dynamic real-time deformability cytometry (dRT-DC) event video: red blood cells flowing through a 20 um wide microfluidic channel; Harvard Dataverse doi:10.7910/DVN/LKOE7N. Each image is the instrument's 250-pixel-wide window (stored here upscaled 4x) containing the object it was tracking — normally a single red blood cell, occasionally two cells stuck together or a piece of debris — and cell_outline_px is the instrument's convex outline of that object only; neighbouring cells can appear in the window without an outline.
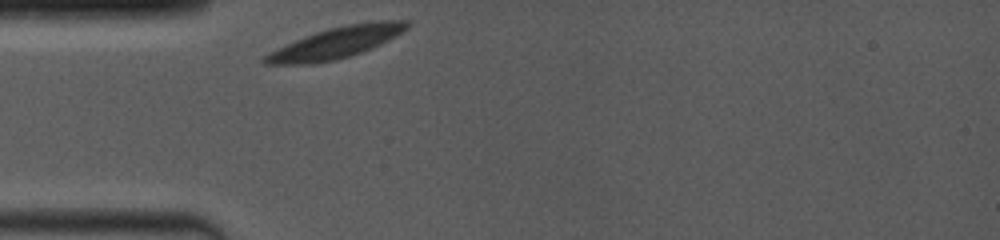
{"species": "common noctule bat (a hibernating species)", "species_latin": "Nyctalus noctula", "temperature_condition": "room temperature", "stored_images_in_passage": 28, "camera_frame_rate_fps": 4000, "um_per_image_px": 0.085, "animal": {"sex": "female", "body_mass_g": 19.0, "forearm_length_mm": 53.3}, "frame": {"image": 1, "passage_image": 1, "time_ms": 0.0, "image_size_px": [1000, 240], "cell_outline_px": [[412, 24], [404, 32], [372, 48], [336, 60], [312, 64], [264, 64], [260, 60], [264, 56], [304, 36], [328, 28], [348, 24], [376, 20], [408, 20]], "centroid_in_image_um": [28.64, 3.61], "position_along_channel_um": 56.4, "area_um2": 25.66}}
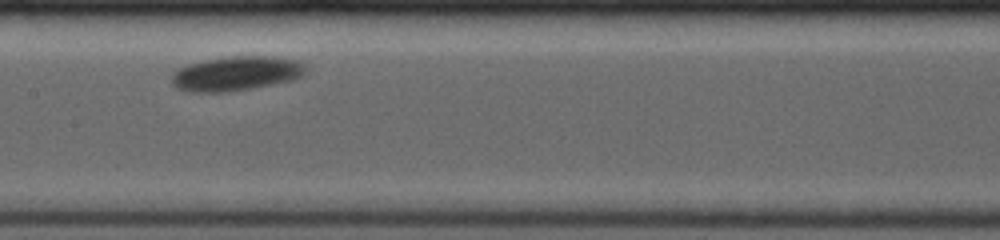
{"frame": {"image": 2, "passage_image": 13, "time_ms": 3.75, "image_size_px": [1000, 240], "cell_outline_px": [[304, 72], [300, 76], [292, 80], [252, 88], [224, 92], [192, 92], [176, 88], [172, 84], [172, 76], [180, 68], [188, 64], [204, 60], [232, 56], [264, 56], [292, 60], [300, 64], [304, 68]], "centroid_in_image_um": [20.0, 6.26], "position_along_channel_um": 187.4, "area_um2": 26.24}}
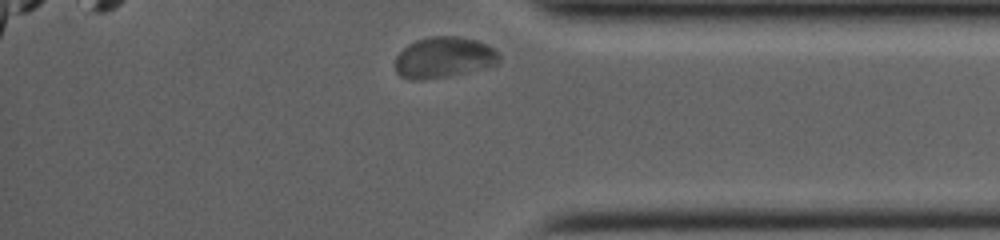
{"frame": {"image": 3, "passage_image": 28, "time_ms": 9.5, "image_size_px": [1000, 240], "cell_outline_px": [[500, 60], [496, 64], [452, 76], [424, 80], [412, 80], [400, 76], [396, 72], [396, 56], [408, 44], [416, 40], [428, 36], [456, 36], [476, 40], [492, 48], [500, 56]], "centroid_in_image_um": [37.68, 4.89], "position_along_channel_um": 397.5, "area_um2": 24.74}, "authors_computed_cell_mechanics": {"area_um2": 24.7095, "velocity_mm_per_s": 3.6436, "shape_relaxation_time_tau1_ms": 2.2781, "shape_relaxation_time_tau2_ms": null, "deformation_change_tau1": 0.0923, "deformation_change_tau2": null}}